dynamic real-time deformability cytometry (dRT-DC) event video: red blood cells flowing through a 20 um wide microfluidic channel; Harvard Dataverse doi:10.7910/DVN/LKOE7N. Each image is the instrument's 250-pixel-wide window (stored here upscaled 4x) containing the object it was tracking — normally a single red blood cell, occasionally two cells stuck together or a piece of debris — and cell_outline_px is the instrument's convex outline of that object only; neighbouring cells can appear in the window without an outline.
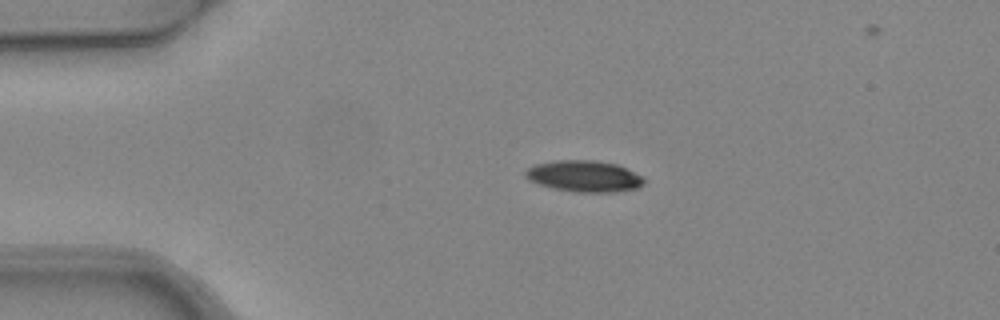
{"species": "common noctule bat (a hibernating species)", "species_latin": "Nyctalus noctula", "temperature_condition": "warm", "stored_images_in_passage": 4, "camera_frame_rate_fps": 3000, "um_per_image_px": 0.085, "animal": {"sex": "female", "body_mass_g": 24.6, "forearm_length_mm": 56.2}, "frame": {"image": 1, "passage_image": 4, "time_ms": 1.0, "image_size_px": [1000, 320], "cell_outline_px": [[644, 184], [636, 188], [616, 192], [580, 192], [552, 188], [528, 180], [524, 176], [524, 172], [532, 164], [552, 160], [596, 160], [616, 164], [644, 176]], "centroid_in_image_um": [49.63, 14.96], "position_along_channel_um": 35.4, "area_um2": 21.85}}